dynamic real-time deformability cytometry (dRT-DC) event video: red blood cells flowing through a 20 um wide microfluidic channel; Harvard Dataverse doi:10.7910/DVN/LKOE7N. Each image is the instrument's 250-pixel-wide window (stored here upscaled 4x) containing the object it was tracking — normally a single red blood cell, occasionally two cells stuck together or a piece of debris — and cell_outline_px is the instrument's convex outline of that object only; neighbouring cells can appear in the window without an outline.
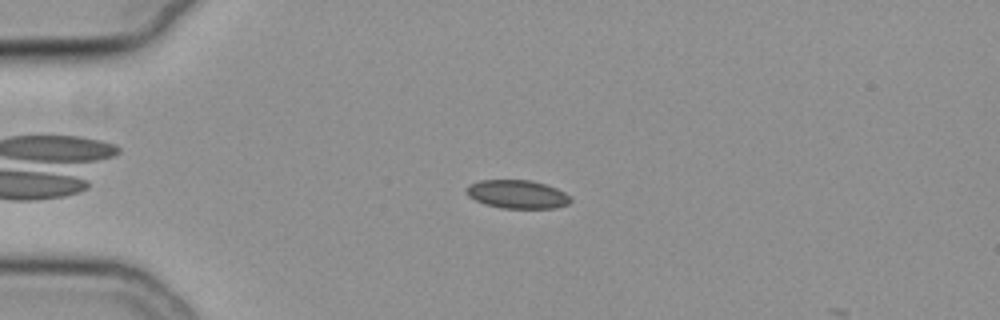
{"species": "common noctule bat (a hibernating species)", "species_latin": "Nyctalus noctula", "temperature_condition": "cold", "stored_images_in_passage": 4, "camera_frame_rate_fps": 3000, "um_per_image_px": 0.085, "animal": {"sex": "female", "body_mass_g": 19.3, "forearm_length_mm": 54.1}, "frame": {"image": 1, "passage_image": 2, "time_ms": 0.333, "image_size_px": [1000, 320], "cell_outline_px": [[572, 200], [568, 204], [556, 208], [500, 208], [484, 204], [468, 196], [464, 192], [464, 188], [468, 184], [480, 180], [532, 180], [556, 188], [564, 192]], "centroid_in_image_um": [43.91, 16.51], "position_along_channel_um": 41.1, "area_um2": 17.4}}